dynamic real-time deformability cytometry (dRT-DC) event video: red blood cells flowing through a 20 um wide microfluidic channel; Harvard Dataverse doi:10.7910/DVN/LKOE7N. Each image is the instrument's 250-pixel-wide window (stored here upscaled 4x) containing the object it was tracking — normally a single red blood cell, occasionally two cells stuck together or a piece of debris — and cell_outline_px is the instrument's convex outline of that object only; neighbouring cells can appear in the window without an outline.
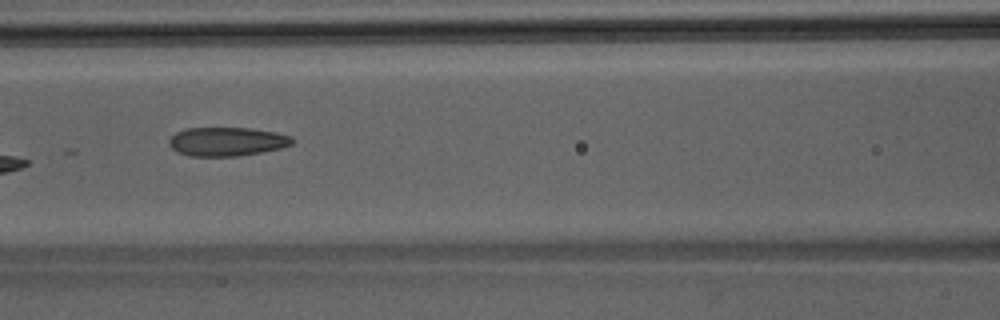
{"species": "Egyptian fruit bat (a non-hibernating species)", "species_latin": "Rousettus aegyptiacus", "temperature_condition": "room temperature", "stored_images_in_passage": 6, "camera_frame_rate_fps": 3000, "um_per_image_px": 0.085, "animal": {"sex": "male"}, "frame": {"image": 1, "passage_image": 6, "time_ms": 1.667, "image_size_px": [1000, 320], "cell_outline_px": [[292, 144], [280, 148], [260, 152], [236, 156], [188, 156], [176, 152], [168, 144], [168, 140], [176, 132], [188, 128], [252, 128], [276, 132], [292, 136]], "centroid_in_image_um": [19.25, 12.03], "position_along_channel_um": 147.3, "area_um2": 20.69}}